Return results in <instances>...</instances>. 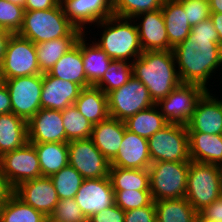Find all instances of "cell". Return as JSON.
Segmentation results:
<instances>
[{
    "label": "cell",
    "mask_w": 222,
    "mask_h": 222,
    "mask_svg": "<svg viewBox=\"0 0 222 222\" xmlns=\"http://www.w3.org/2000/svg\"><path fill=\"white\" fill-rule=\"evenodd\" d=\"M181 83L208 89L209 79L222 66V48L212 20L192 26L189 36L172 48Z\"/></svg>",
    "instance_id": "1"
},
{
    "label": "cell",
    "mask_w": 222,
    "mask_h": 222,
    "mask_svg": "<svg viewBox=\"0 0 222 222\" xmlns=\"http://www.w3.org/2000/svg\"><path fill=\"white\" fill-rule=\"evenodd\" d=\"M133 76L157 104L181 84L172 50L145 51L132 62Z\"/></svg>",
    "instance_id": "2"
},
{
    "label": "cell",
    "mask_w": 222,
    "mask_h": 222,
    "mask_svg": "<svg viewBox=\"0 0 222 222\" xmlns=\"http://www.w3.org/2000/svg\"><path fill=\"white\" fill-rule=\"evenodd\" d=\"M96 26L103 30L100 39L94 43L112 60L132 63L143 53L134 19L113 15L98 22Z\"/></svg>",
    "instance_id": "3"
},
{
    "label": "cell",
    "mask_w": 222,
    "mask_h": 222,
    "mask_svg": "<svg viewBox=\"0 0 222 222\" xmlns=\"http://www.w3.org/2000/svg\"><path fill=\"white\" fill-rule=\"evenodd\" d=\"M75 28L59 3L52 9L25 11L22 26L17 34L38 44L67 37Z\"/></svg>",
    "instance_id": "4"
},
{
    "label": "cell",
    "mask_w": 222,
    "mask_h": 222,
    "mask_svg": "<svg viewBox=\"0 0 222 222\" xmlns=\"http://www.w3.org/2000/svg\"><path fill=\"white\" fill-rule=\"evenodd\" d=\"M222 195L219 165L190 161L185 198L199 213Z\"/></svg>",
    "instance_id": "5"
},
{
    "label": "cell",
    "mask_w": 222,
    "mask_h": 222,
    "mask_svg": "<svg viewBox=\"0 0 222 222\" xmlns=\"http://www.w3.org/2000/svg\"><path fill=\"white\" fill-rule=\"evenodd\" d=\"M190 162L159 161L149 166L153 201L185 198Z\"/></svg>",
    "instance_id": "6"
},
{
    "label": "cell",
    "mask_w": 222,
    "mask_h": 222,
    "mask_svg": "<svg viewBox=\"0 0 222 222\" xmlns=\"http://www.w3.org/2000/svg\"><path fill=\"white\" fill-rule=\"evenodd\" d=\"M151 162H190L187 126L167 124L148 139Z\"/></svg>",
    "instance_id": "7"
},
{
    "label": "cell",
    "mask_w": 222,
    "mask_h": 222,
    "mask_svg": "<svg viewBox=\"0 0 222 222\" xmlns=\"http://www.w3.org/2000/svg\"><path fill=\"white\" fill-rule=\"evenodd\" d=\"M42 74L35 44L19 34H11L0 64V79Z\"/></svg>",
    "instance_id": "8"
},
{
    "label": "cell",
    "mask_w": 222,
    "mask_h": 222,
    "mask_svg": "<svg viewBox=\"0 0 222 222\" xmlns=\"http://www.w3.org/2000/svg\"><path fill=\"white\" fill-rule=\"evenodd\" d=\"M107 96L109 116L120 121L155 105L147 87L134 76Z\"/></svg>",
    "instance_id": "9"
},
{
    "label": "cell",
    "mask_w": 222,
    "mask_h": 222,
    "mask_svg": "<svg viewBox=\"0 0 222 222\" xmlns=\"http://www.w3.org/2000/svg\"><path fill=\"white\" fill-rule=\"evenodd\" d=\"M1 81L8 89L12 113L28 122L41 109L43 74L14 77Z\"/></svg>",
    "instance_id": "10"
},
{
    "label": "cell",
    "mask_w": 222,
    "mask_h": 222,
    "mask_svg": "<svg viewBox=\"0 0 222 222\" xmlns=\"http://www.w3.org/2000/svg\"><path fill=\"white\" fill-rule=\"evenodd\" d=\"M208 90L198 84L181 83L156 105L167 123L187 126L198 101Z\"/></svg>",
    "instance_id": "11"
},
{
    "label": "cell",
    "mask_w": 222,
    "mask_h": 222,
    "mask_svg": "<svg viewBox=\"0 0 222 222\" xmlns=\"http://www.w3.org/2000/svg\"><path fill=\"white\" fill-rule=\"evenodd\" d=\"M0 170L13 189L24 181L42 176L36 149L30 142L4 153L0 157Z\"/></svg>",
    "instance_id": "12"
},
{
    "label": "cell",
    "mask_w": 222,
    "mask_h": 222,
    "mask_svg": "<svg viewBox=\"0 0 222 222\" xmlns=\"http://www.w3.org/2000/svg\"><path fill=\"white\" fill-rule=\"evenodd\" d=\"M69 164L84 179L109 176L110 162L97 149L91 138L68 142Z\"/></svg>",
    "instance_id": "13"
},
{
    "label": "cell",
    "mask_w": 222,
    "mask_h": 222,
    "mask_svg": "<svg viewBox=\"0 0 222 222\" xmlns=\"http://www.w3.org/2000/svg\"><path fill=\"white\" fill-rule=\"evenodd\" d=\"M74 199L87 219L114 205L115 192L109 176L84 179Z\"/></svg>",
    "instance_id": "14"
},
{
    "label": "cell",
    "mask_w": 222,
    "mask_h": 222,
    "mask_svg": "<svg viewBox=\"0 0 222 222\" xmlns=\"http://www.w3.org/2000/svg\"><path fill=\"white\" fill-rule=\"evenodd\" d=\"M60 3L69 21L83 33H87L86 25H96L114 15L111 0H60Z\"/></svg>",
    "instance_id": "15"
},
{
    "label": "cell",
    "mask_w": 222,
    "mask_h": 222,
    "mask_svg": "<svg viewBox=\"0 0 222 222\" xmlns=\"http://www.w3.org/2000/svg\"><path fill=\"white\" fill-rule=\"evenodd\" d=\"M13 193L44 215H51L59 200L54 184L47 176L24 181L14 188Z\"/></svg>",
    "instance_id": "16"
},
{
    "label": "cell",
    "mask_w": 222,
    "mask_h": 222,
    "mask_svg": "<svg viewBox=\"0 0 222 222\" xmlns=\"http://www.w3.org/2000/svg\"><path fill=\"white\" fill-rule=\"evenodd\" d=\"M28 142L66 143L61 111L40 109L28 122Z\"/></svg>",
    "instance_id": "17"
},
{
    "label": "cell",
    "mask_w": 222,
    "mask_h": 222,
    "mask_svg": "<svg viewBox=\"0 0 222 222\" xmlns=\"http://www.w3.org/2000/svg\"><path fill=\"white\" fill-rule=\"evenodd\" d=\"M187 129L188 133L222 135V100L208 90L198 101Z\"/></svg>",
    "instance_id": "18"
},
{
    "label": "cell",
    "mask_w": 222,
    "mask_h": 222,
    "mask_svg": "<svg viewBox=\"0 0 222 222\" xmlns=\"http://www.w3.org/2000/svg\"><path fill=\"white\" fill-rule=\"evenodd\" d=\"M132 19H136L143 52L169 50V39L161 9L140 13ZM138 20H140L139 23H137Z\"/></svg>",
    "instance_id": "19"
},
{
    "label": "cell",
    "mask_w": 222,
    "mask_h": 222,
    "mask_svg": "<svg viewBox=\"0 0 222 222\" xmlns=\"http://www.w3.org/2000/svg\"><path fill=\"white\" fill-rule=\"evenodd\" d=\"M82 89L79 84L44 73L40 99L41 108L62 111L75 103Z\"/></svg>",
    "instance_id": "20"
},
{
    "label": "cell",
    "mask_w": 222,
    "mask_h": 222,
    "mask_svg": "<svg viewBox=\"0 0 222 222\" xmlns=\"http://www.w3.org/2000/svg\"><path fill=\"white\" fill-rule=\"evenodd\" d=\"M151 163L148 139L126 129L118 153L110 162V167L149 169Z\"/></svg>",
    "instance_id": "21"
},
{
    "label": "cell",
    "mask_w": 222,
    "mask_h": 222,
    "mask_svg": "<svg viewBox=\"0 0 222 222\" xmlns=\"http://www.w3.org/2000/svg\"><path fill=\"white\" fill-rule=\"evenodd\" d=\"M126 129L124 121L110 116L93 125L91 139L109 162L116 157Z\"/></svg>",
    "instance_id": "22"
},
{
    "label": "cell",
    "mask_w": 222,
    "mask_h": 222,
    "mask_svg": "<svg viewBox=\"0 0 222 222\" xmlns=\"http://www.w3.org/2000/svg\"><path fill=\"white\" fill-rule=\"evenodd\" d=\"M49 75L79 84L82 88L90 87L86 79L82 59V36L49 70Z\"/></svg>",
    "instance_id": "23"
},
{
    "label": "cell",
    "mask_w": 222,
    "mask_h": 222,
    "mask_svg": "<svg viewBox=\"0 0 222 222\" xmlns=\"http://www.w3.org/2000/svg\"><path fill=\"white\" fill-rule=\"evenodd\" d=\"M188 134L191 161L222 166V135Z\"/></svg>",
    "instance_id": "24"
},
{
    "label": "cell",
    "mask_w": 222,
    "mask_h": 222,
    "mask_svg": "<svg viewBox=\"0 0 222 222\" xmlns=\"http://www.w3.org/2000/svg\"><path fill=\"white\" fill-rule=\"evenodd\" d=\"M161 10L169 39V50H172L189 36L192 27L187 21L183 5L178 0H164Z\"/></svg>",
    "instance_id": "25"
},
{
    "label": "cell",
    "mask_w": 222,
    "mask_h": 222,
    "mask_svg": "<svg viewBox=\"0 0 222 222\" xmlns=\"http://www.w3.org/2000/svg\"><path fill=\"white\" fill-rule=\"evenodd\" d=\"M82 34L80 29L75 28L67 37L35 44L41 73H48L55 63L77 43Z\"/></svg>",
    "instance_id": "26"
},
{
    "label": "cell",
    "mask_w": 222,
    "mask_h": 222,
    "mask_svg": "<svg viewBox=\"0 0 222 222\" xmlns=\"http://www.w3.org/2000/svg\"><path fill=\"white\" fill-rule=\"evenodd\" d=\"M28 142L27 121L14 113L0 114V157Z\"/></svg>",
    "instance_id": "27"
},
{
    "label": "cell",
    "mask_w": 222,
    "mask_h": 222,
    "mask_svg": "<svg viewBox=\"0 0 222 222\" xmlns=\"http://www.w3.org/2000/svg\"><path fill=\"white\" fill-rule=\"evenodd\" d=\"M74 105L93 125L109 117L108 96L95 86L83 88Z\"/></svg>",
    "instance_id": "28"
},
{
    "label": "cell",
    "mask_w": 222,
    "mask_h": 222,
    "mask_svg": "<svg viewBox=\"0 0 222 222\" xmlns=\"http://www.w3.org/2000/svg\"><path fill=\"white\" fill-rule=\"evenodd\" d=\"M36 149L41 175L50 177L69 164L68 143H32Z\"/></svg>",
    "instance_id": "29"
},
{
    "label": "cell",
    "mask_w": 222,
    "mask_h": 222,
    "mask_svg": "<svg viewBox=\"0 0 222 222\" xmlns=\"http://www.w3.org/2000/svg\"><path fill=\"white\" fill-rule=\"evenodd\" d=\"M82 34V59L86 79L91 86H94L108 69L111 58L92 41V44L87 43L86 36Z\"/></svg>",
    "instance_id": "30"
},
{
    "label": "cell",
    "mask_w": 222,
    "mask_h": 222,
    "mask_svg": "<svg viewBox=\"0 0 222 222\" xmlns=\"http://www.w3.org/2000/svg\"><path fill=\"white\" fill-rule=\"evenodd\" d=\"M157 222H196L198 212L186 198L154 201Z\"/></svg>",
    "instance_id": "31"
},
{
    "label": "cell",
    "mask_w": 222,
    "mask_h": 222,
    "mask_svg": "<svg viewBox=\"0 0 222 222\" xmlns=\"http://www.w3.org/2000/svg\"><path fill=\"white\" fill-rule=\"evenodd\" d=\"M124 122L127 130L146 139L168 124L156 104L146 110L139 111Z\"/></svg>",
    "instance_id": "32"
},
{
    "label": "cell",
    "mask_w": 222,
    "mask_h": 222,
    "mask_svg": "<svg viewBox=\"0 0 222 222\" xmlns=\"http://www.w3.org/2000/svg\"><path fill=\"white\" fill-rule=\"evenodd\" d=\"M109 178L114 191L150 190L149 169L110 167Z\"/></svg>",
    "instance_id": "33"
},
{
    "label": "cell",
    "mask_w": 222,
    "mask_h": 222,
    "mask_svg": "<svg viewBox=\"0 0 222 222\" xmlns=\"http://www.w3.org/2000/svg\"><path fill=\"white\" fill-rule=\"evenodd\" d=\"M45 215L25 204L14 193L2 204L0 222H43Z\"/></svg>",
    "instance_id": "34"
},
{
    "label": "cell",
    "mask_w": 222,
    "mask_h": 222,
    "mask_svg": "<svg viewBox=\"0 0 222 222\" xmlns=\"http://www.w3.org/2000/svg\"><path fill=\"white\" fill-rule=\"evenodd\" d=\"M66 133V143L73 140L91 138L93 124H91L72 104L61 111Z\"/></svg>",
    "instance_id": "35"
},
{
    "label": "cell",
    "mask_w": 222,
    "mask_h": 222,
    "mask_svg": "<svg viewBox=\"0 0 222 222\" xmlns=\"http://www.w3.org/2000/svg\"><path fill=\"white\" fill-rule=\"evenodd\" d=\"M133 76L132 63L128 61L111 60L103 77L94 85L106 95L119 89Z\"/></svg>",
    "instance_id": "36"
},
{
    "label": "cell",
    "mask_w": 222,
    "mask_h": 222,
    "mask_svg": "<svg viewBox=\"0 0 222 222\" xmlns=\"http://www.w3.org/2000/svg\"><path fill=\"white\" fill-rule=\"evenodd\" d=\"M59 199L74 198L84 180L70 164L50 176Z\"/></svg>",
    "instance_id": "37"
},
{
    "label": "cell",
    "mask_w": 222,
    "mask_h": 222,
    "mask_svg": "<svg viewBox=\"0 0 222 222\" xmlns=\"http://www.w3.org/2000/svg\"><path fill=\"white\" fill-rule=\"evenodd\" d=\"M164 0H113V12L115 16L134 18L136 15L161 9Z\"/></svg>",
    "instance_id": "38"
},
{
    "label": "cell",
    "mask_w": 222,
    "mask_h": 222,
    "mask_svg": "<svg viewBox=\"0 0 222 222\" xmlns=\"http://www.w3.org/2000/svg\"><path fill=\"white\" fill-rule=\"evenodd\" d=\"M24 7L18 6L9 0H0V28L18 33L24 18Z\"/></svg>",
    "instance_id": "39"
},
{
    "label": "cell",
    "mask_w": 222,
    "mask_h": 222,
    "mask_svg": "<svg viewBox=\"0 0 222 222\" xmlns=\"http://www.w3.org/2000/svg\"><path fill=\"white\" fill-rule=\"evenodd\" d=\"M115 192V204L123 211L145 207L153 202L150 190H121Z\"/></svg>",
    "instance_id": "40"
},
{
    "label": "cell",
    "mask_w": 222,
    "mask_h": 222,
    "mask_svg": "<svg viewBox=\"0 0 222 222\" xmlns=\"http://www.w3.org/2000/svg\"><path fill=\"white\" fill-rule=\"evenodd\" d=\"M51 216L63 222H88L74 198L59 199Z\"/></svg>",
    "instance_id": "41"
},
{
    "label": "cell",
    "mask_w": 222,
    "mask_h": 222,
    "mask_svg": "<svg viewBox=\"0 0 222 222\" xmlns=\"http://www.w3.org/2000/svg\"><path fill=\"white\" fill-rule=\"evenodd\" d=\"M184 7L187 21L195 26L210 18L209 0H178Z\"/></svg>",
    "instance_id": "42"
},
{
    "label": "cell",
    "mask_w": 222,
    "mask_h": 222,
    "mask_svg": "<svg viewBox=\"0 0 222 222\" xmlns=\"http://www.w3.org/2000/svg\"><path fill=\"white\" fill-rule=\"evenodd\" d=\"M125 222H156L154 201L145 207L125 211Z\"/></svg>",
    "instance_id": "43"
},
{
    "label": "cell",
    "mask_w": 222,
    "mask_h": 222,
    "mask_svg": "<svg viewBox=\"0 0 222 222\" xmlns=\"http://www.w3.org/2000/svg\"><path fill=\"white\" fill-rule=\"evenodd\" d=\"M88 222H125V211L114 204L92 215Z\"/></svg>",
    "instance_id": "44"
},
{
    "label": "cell",
    "mask_w": 222,
    "mask_h": 222,
    "mask_svg": "<svg viewBox=\"0 0 222 222\" xmlns=\"http://www.w3.org/2000/svg\"><path fill=\"white\" fill-rule=\"evenodd\" d=\"M199 213L207 220L222 222V195Z\"/></svg>",
    "instance_id": "45"
},
{
    "label": "cell",
    "mask_w": 222,
    "mask_h": 222,
    "mask_svg": "<svg viewBox=\"0 0 222 222\" xmlns=\"http://www.w3.org/2000/svg\"><path fill=\"white\" fill-rule=\"evenodd\" d=\"M60 0H26L25 11L46 10L56 7Z\"/></svg>",
    "instance_id": "46"
},
{
    "label": "cell",
    "mask_w": 222,
    "mask_h": 222,
    "mask_svg": "<svg viewBox=\"0 0 222 222\" xmlns=\"http://www.w3.org/2000/svg\"><path fill=\"white\" fill-rule=\"evenodd\" d=\"M5 113H12L11 100L5 83L0 81V114Z\"/></svg>",
    "instance_id": "47"
},
{
    "label": "cell",
    "mask_w": 222,
    "mask_h": 222,
    "mask_svg": "<svg viewBox=\"0 0 222 222\" xmlns=\"http://www.w3.org/2000/svg\"><path fill=\"white\" fill-rule=\"evenodd\" d=\"M13 191L14 189L0 170V198H9L13 194Z\"/></svg>",
    "instance_id": "48"
},
{
    "label": "cell",
    "mask_w": 222,
    "mask_h": 222,
    "mask_svg": "<svg viewBox=\"0 0 222 222\" xmlns=\"http://www.w3.org/2000/svg\"><path fill=\"white\" fill-rule=\"evenodd\" d=\"M210 19L218 33L219 44L222 48V13H210Z\"/></svg>",
    "instance_id": "49"
},
{
    "label": "cell",
    "mask_w": 222,
    "mask_h": 222,
    "mask_svg": "<svg viewBox=\"0 0 222 222\" xmlns=\"http://www.w3.org/2000/svg\"><path fill=\"white\" fill-rule=\"evenodd\" d=\"M11 34L12 33L7 30L0 29V64H1L3 56L5 54L6 45H7V42L9 40Z\"/></svg>",
    "instance_id": "50"
},
{
    "label": "cell",
    "mask_w": 222,
    "mask_h": 222,
    "mask_svg": "<svg viewBox=\"0 0 222 222\" xmlns=\"http://www.w3.org/2000/svg\"><path fill=\"white\" fill-rule=\"evenodd\" d=\"M211 13H222V0H209Z\"/></svg>",
    "instance_id": "51"
},
{
    "label": "cell",
    "mask_w": 222,
    "mask_h": 222,
    "mask_svg": "<svg viewBox=\"0 0 222 222\" xmlns=\"http://www.w3.org/2000/svg\"><path fill=\"white\" fill-rule=\"evenodd\" d=\"M43 222H63L60 221L58 219H55L53 216L51 215H45L44 221Z\"/></svg>",
    "instance_id": "52"
},
{
    "label": "cell",
    "mask_w": 222,
    "mask_h": 222,
    "mask_svg": "<svg viewBox=\"0 0 222 222\" xmlns=\"http://www.w3.org/2000/svg\"><path fill=\"white\" fill-rule=\"evenodd\" d=\"M10 2L18 5V6H21V7H24L25 6V2L26 0H9Z\"/></svg>",
    "instance_id": "53"
},
{
    "label": "cell",
    "mask_w": 222,
    "mask_h": 222,
    "mask_svg": "<svg viewBox=\"0 0 222 222\" xmlns=\"http://www.w3.org/2000/svg\"><path fill=\"white\" fill-rule=\"evenodd\" d=\"M196 222H215V221L207 220L199 213Z\"/></svg>",
    "instance_id": "54"
},
{
    "label": "cell",
    "mask_w": 222,
    "mask_h": 222,
    "mask_svg": "<svg viewBox=\"0 0 222 222\" xmlns=\"http://www.w3.org/2000/svg\"><path fill=\"white\" fill-rule=\"evenodd\" d=\"M7 199H8V198H0V210H1L2 204H3Z\"/></svg>",
    "instance_id": "55"
}]
</instances>
